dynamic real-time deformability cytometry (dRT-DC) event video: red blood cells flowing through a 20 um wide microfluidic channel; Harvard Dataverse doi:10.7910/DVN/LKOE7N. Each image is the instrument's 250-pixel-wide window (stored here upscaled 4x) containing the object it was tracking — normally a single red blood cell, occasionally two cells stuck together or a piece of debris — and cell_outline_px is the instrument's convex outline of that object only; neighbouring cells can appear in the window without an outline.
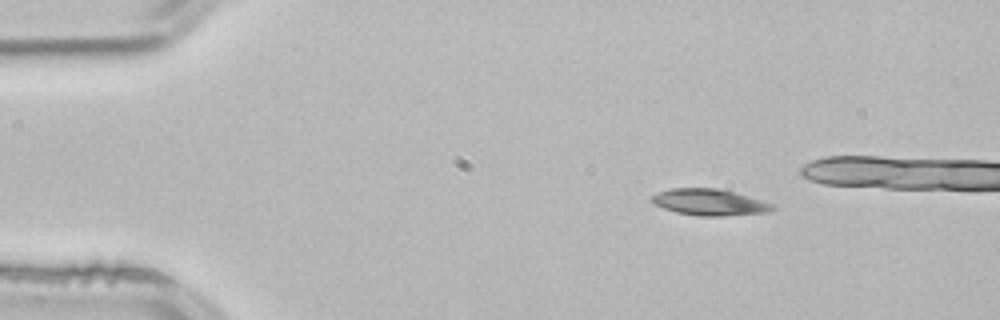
{"species": "common noctule bat (a hibernating species)", "species_latin": "Nyctalus noctula", "temperature_condition": "room temperature", "stored_images_in_passage": 2, "camera_frame_rate_fps": 3000, "um_per_image_px": 0.085, "animal": {"sex": "male", "body_mass_g": 21.5, "forearm_length_mm": 52.0}, "frame": {"image": 1, "passage_image": 1, "time_ms": 0.0, "image_size_px": [1000, 320], "cell_outline_px": [[776, 208], [768, 212], [724, 216], [700, 216], [676, 212], [664, 208], [648, 200], [652, 196], [660, 192], [672, 188], [716, 188], [736, 192], [764, 200], [772, 204]], "centroid_in_image_um": [60.34, 17.19], "position_along_channel_um": 24.7, "area_um2": 18.61}}